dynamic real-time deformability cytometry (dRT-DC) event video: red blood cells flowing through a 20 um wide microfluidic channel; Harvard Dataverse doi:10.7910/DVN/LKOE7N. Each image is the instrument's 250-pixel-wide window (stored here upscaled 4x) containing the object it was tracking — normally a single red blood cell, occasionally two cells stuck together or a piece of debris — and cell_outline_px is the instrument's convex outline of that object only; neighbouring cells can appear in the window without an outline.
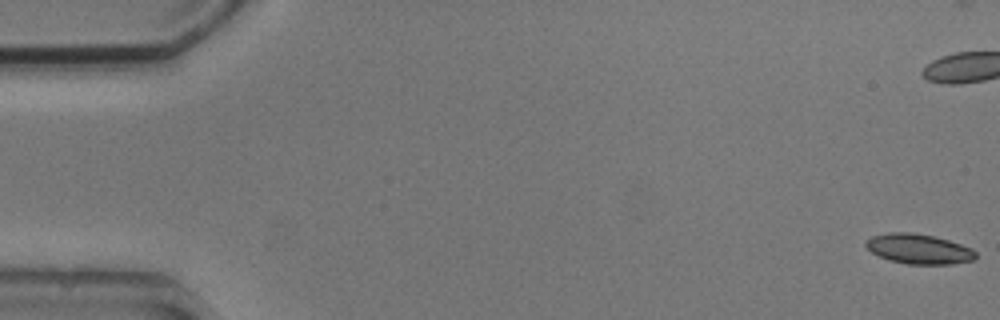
{"species": "common noctule bat (a hibernating species)", "species_latin": "Nyctalus noctula", "temperature_condition": "cold", "stored_images_in_passage": 3, "camera_frame_rate_fps": 3000, "um_per_image_px": 0.085, "animal": {"sex": "male", "body_mass_g": 20.5, "forearm_length_mm": 52.5}, "frame": {"image": 1, "passage_image": 1, "time_ms": 0.0, "image_size_px": [1000, 320], "cell_outline_px": [[976, 260], [952, 264], [908, 264], [888, 260], [872, 252], [864, 244], [872, 236], [888, 232], [912, 232], [932, 236], [948, 240], [972, 248], [976, 252]], "centroid_in_image_um": [78.12, 21.16], "position_along_channel_um": 6.9, "area_um2": 19.13}}